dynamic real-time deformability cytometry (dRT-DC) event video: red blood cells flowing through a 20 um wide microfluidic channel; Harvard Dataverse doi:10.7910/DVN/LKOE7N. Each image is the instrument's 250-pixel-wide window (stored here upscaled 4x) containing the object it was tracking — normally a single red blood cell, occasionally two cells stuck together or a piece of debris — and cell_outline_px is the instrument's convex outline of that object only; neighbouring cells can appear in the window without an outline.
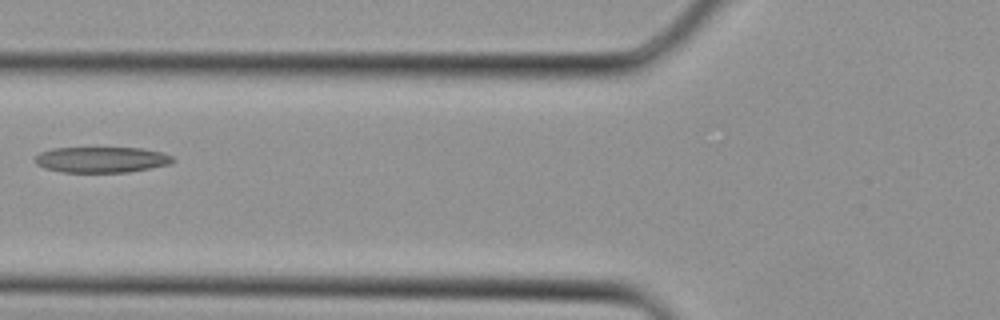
{"species": "Egyptian fruit bat (a non-hibernating species)", "species_latin": "Rousettus aegyptiacus", "temperature_condition": "cold", "stored_images_in_passage": 2, "camera_frame_rate_fps": 3000, "um_per_image_px": 0.085, "animal": {"sex": "female"}, "frame": {"image": 1, "passage_image": 2, "time_ms": 0.333, "image_size_px": [1000, 320], "cell_outline_px": [[176, 160], [172, 164], [128, 172], [60, 172], [44, 168], [36, 164], [36, 156], [40, 152], [52, 148], [144, 148], [160, 152], [172, 156]], "centroid_in_image_um": [8.65, 13.57], "position_along_channel_um": 117.2, "area_um2": 20.75}}